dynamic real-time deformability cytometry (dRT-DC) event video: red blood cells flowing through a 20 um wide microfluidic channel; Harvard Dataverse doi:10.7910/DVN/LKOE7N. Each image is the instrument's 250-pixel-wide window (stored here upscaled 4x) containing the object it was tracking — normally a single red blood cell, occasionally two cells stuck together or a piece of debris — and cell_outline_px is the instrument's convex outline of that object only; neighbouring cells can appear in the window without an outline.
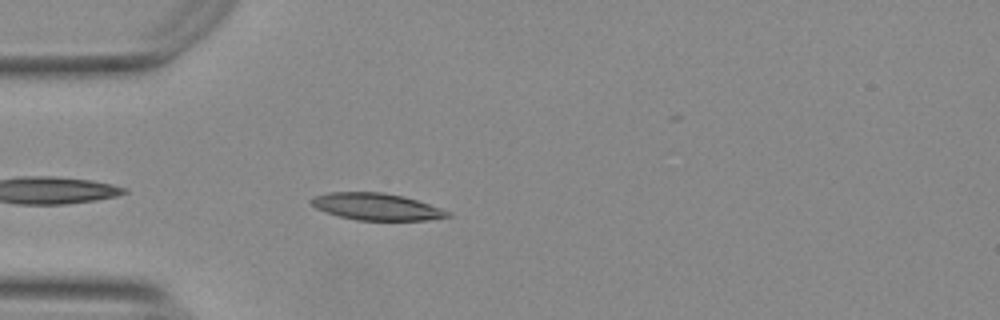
{"species": "Egyptian fruit bat (a non-hibernating species)", "species_latin": "Rousettus aegyptiacus", "temperature_condition": "warm", "stored_images_in_passage": 17, "camera_frame_rate_fps": 3000, "um_per_image_px": 0.085, "animal": {"sex": "female"}, "frame": {"image": 1, "passage_image": 3, "time_ms": 0.667, "image_size_px": [1000, 320], "cell_outline_px": [[452, 216], [428, 220], [356, 220], [340, 216], [316, 208], [308, 200], [316, 196], [332, 192], [380, 192], [404, 196], [440, 208], [448, 212]], "centroid_in_image_um": [32.0, 17.57], "position_along_channel_um": 53.0, "area_um2": 21.04}}